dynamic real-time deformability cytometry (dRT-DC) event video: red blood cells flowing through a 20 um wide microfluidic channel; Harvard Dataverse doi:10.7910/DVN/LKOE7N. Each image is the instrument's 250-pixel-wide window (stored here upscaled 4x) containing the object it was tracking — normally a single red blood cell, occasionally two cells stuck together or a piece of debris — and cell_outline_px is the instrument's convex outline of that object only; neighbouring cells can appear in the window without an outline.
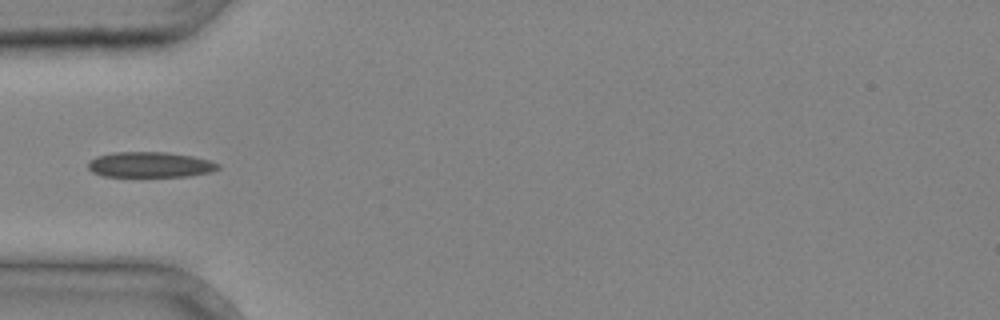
{"species": "common noctule bat (a hibernating species)", "species_latin": "Nyctalus noctula", "temperature_condition": "cold", "stored_images_in_passage": 1, "camera_frame_rate_fps": 3000, "um_per_image_px": 0.085, "animal": {"sex": "male", "body_mass_g": 20.4}, "frame": {"image": 1, "passage_image": 1, "time_ms": 0.0, "image_size_px": [1000, 320], "cell_outline_px": [[220, 168], [212, 172], [188, 176], [104, 176], [92, 172], [88, 168], [88, 160], [96, 156], [112, 152], [168, 152], [192, 156], [208, 160], [220, 164]], "centroid_in_image_um": [12.74, 13.99], "position_along_channel_um": 72.3, "area_um2": 19.36}}